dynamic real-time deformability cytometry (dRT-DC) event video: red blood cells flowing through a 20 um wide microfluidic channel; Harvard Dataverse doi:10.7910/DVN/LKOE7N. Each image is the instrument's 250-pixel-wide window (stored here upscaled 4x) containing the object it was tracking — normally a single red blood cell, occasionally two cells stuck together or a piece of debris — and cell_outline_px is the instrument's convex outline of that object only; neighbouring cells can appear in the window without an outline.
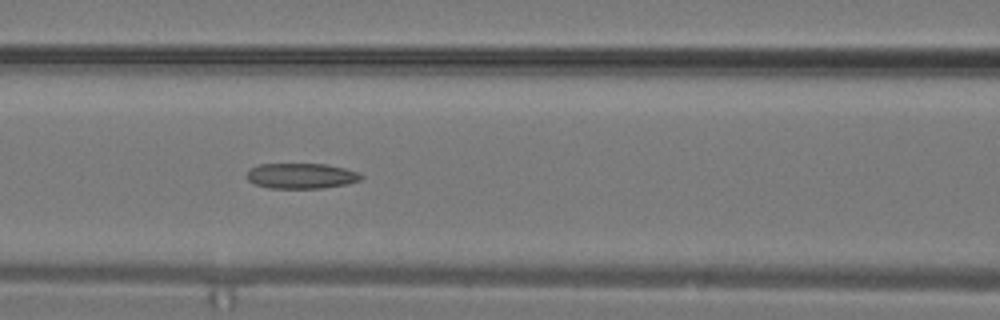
{"species": "common noctule bat (a hibernating species)", "species_latin": "Nyctalus noctula", "temperature_condition": "warm", "stored_images_in_passage": 12, "camera_frame_rate_fps": 3000, "um_per_image_px": 0.085, "animal": {"sex": "male", "body_mass_g": 19.2, "forearm_length_mm": 51.8}, "frame": {"image": 1, "passage_image": 12, "time_ms": 3.667, "image_size_px": [1000, 320], "cell_outline_px": [[364, 176], [360, 180], [348, 184], [324, 188], [268, 188], [256, 184], [248, 180], [248, 168], [256, 164], [324, 164], [344, 168], [360, 172]], "centroid_in_image_um": [25.62, 14.95], "position_along_channel_um": 141.0, "area_um2": 17.05}}